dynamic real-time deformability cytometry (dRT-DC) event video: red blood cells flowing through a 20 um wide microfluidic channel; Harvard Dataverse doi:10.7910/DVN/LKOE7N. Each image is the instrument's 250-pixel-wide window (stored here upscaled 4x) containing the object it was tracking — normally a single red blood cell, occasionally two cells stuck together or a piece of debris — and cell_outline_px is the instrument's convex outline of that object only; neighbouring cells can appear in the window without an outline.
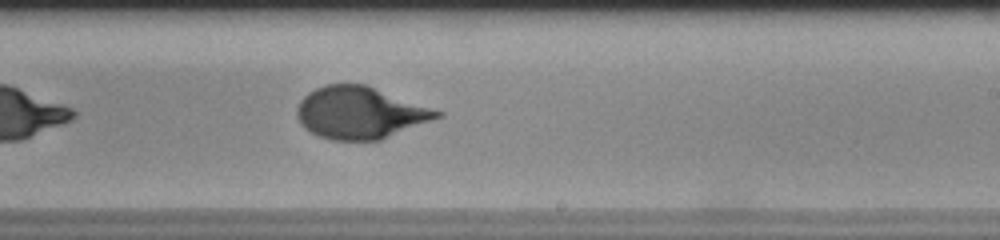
{"species": "human", "species_latin": "Homo sapiens", "temperature_condition": "room temperature", "stored_images_in_passage": 24, "camera_frame_rate_fps": 3000, "um_per_image_px": 0.085, "donor": {"sex": "male"}, "frame": {"image": 1, "passage_image": 17, "time_ms": 5.333, "image_size_px": [1000, 240], "cell_outline_px": [[444, 116], [380, 140], [332, 140], [320, 136], [304, 128], [300, 124], [296, 116], [296, 108], [300, 100], [308, 92], [324, 84], [364, 84], [444, 112]], "centroid_in_image_um": [30.59, 9.58], "position_along_channel_um": 258.4, "area_um2": 42.43}}